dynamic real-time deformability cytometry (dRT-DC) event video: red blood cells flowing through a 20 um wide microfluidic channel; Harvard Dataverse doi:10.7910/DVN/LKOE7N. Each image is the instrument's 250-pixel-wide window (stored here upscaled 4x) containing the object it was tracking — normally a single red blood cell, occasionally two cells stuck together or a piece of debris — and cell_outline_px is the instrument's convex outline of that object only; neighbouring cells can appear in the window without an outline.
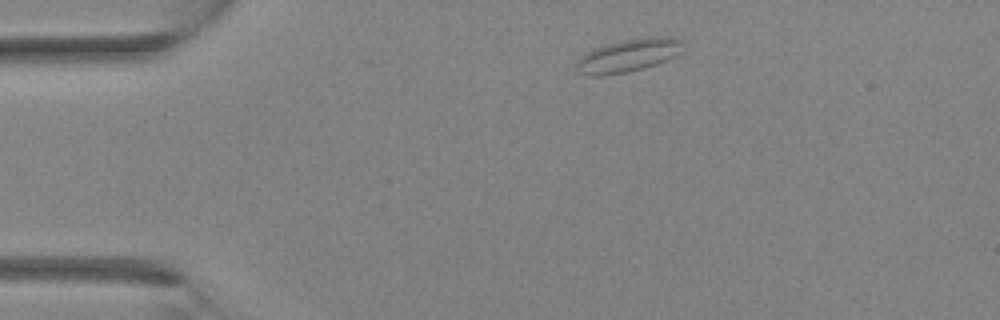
{"species": "Egyptian fruit bat (a non-hibernating species)", "species_latin": "Rousettus aegyptiacus", "temperature_condition": "room temperature", "stored_images_in_passage": 1, "camera_frame_rate_fps": 3000, "um_per_image_px": 0.085, "animal": {"sex": "female"}, "frame": {"image": 1, "passage_image": 1, "time_ms": 0.0, "image_size_px": [1000, 320], "cell_outline_px": [[680, 52], [656, 64], [644, 68], [628, 72], [604, 76], [588, 76], [580, 72], [576, 68], [576, 64], [580, 56], [596, 48], [608, 44], [624, 40], [648, 36], [668, 36], [680, 40]], "centroid_in_image_um": [53.36, 4.73], "position_along_channel_um": 31.6, "area_um2": 20.11}}